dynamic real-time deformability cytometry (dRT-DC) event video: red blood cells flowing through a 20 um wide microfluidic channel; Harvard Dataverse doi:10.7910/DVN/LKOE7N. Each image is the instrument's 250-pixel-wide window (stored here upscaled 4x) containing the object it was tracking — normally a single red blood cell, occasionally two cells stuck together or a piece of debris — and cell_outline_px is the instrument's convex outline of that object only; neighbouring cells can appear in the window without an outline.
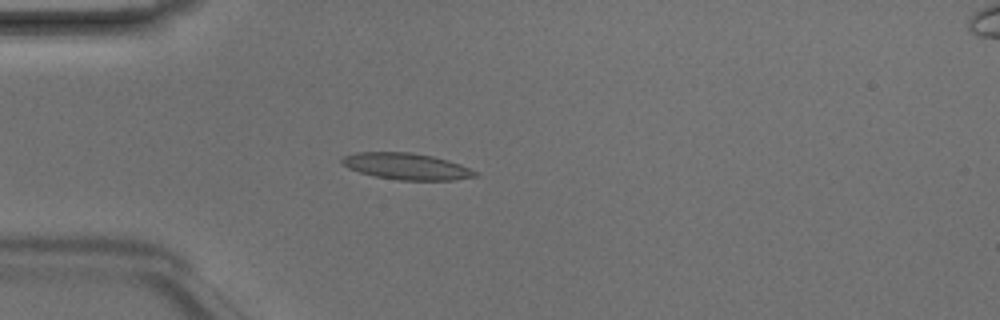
{"species": "Egyptian fruit bat (a non-hibernating species)", "species_latin": "Rousettus aegyptiacus", "temperature_condition": "room temperature", "stored_images_in_passage": 48, "camera_frame_rate_fps": 3000, "um_per_image_px": 0.085, "animal": {"sex": "male"}, "frame": {"image": 1, "passage_image": 13, "time_ms": 4.0, "image_size_px": [1000, 320], "cell_outline_px": [[480, 176], [452, 180], [396, 180], [376, 176], [360, 172], [348, 168], [340, 164], [340, 160], [344, 156], [356, 152], [408, 152], [432, 156], [448, 160], [460, 164], [480, 172]], "centroid_in_image_um": [34.57, 14.14], "position_along_channel_um": 50.4, "area_um2": 20.69}}
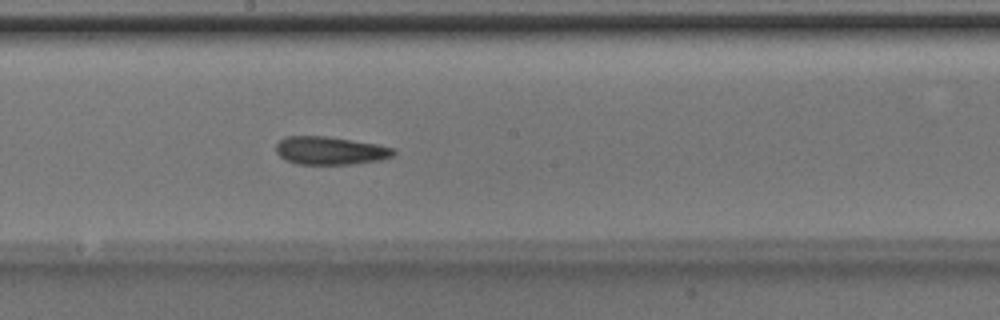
{"frame": {"image": 2, "passage_image": 26, "time_ms": 8.333, "image_size_px": [1000, 320], "cell_outline_px": [[396, 152], [392, 156], [380, 160], [352, 164], [296, 164], [284, 160], [276, 152], [276, 144], [284, 136], [324, 136], [376, 144], [396, 148]], "centroid_in_image_um": [28.04, 12.81], "position_along_channel_um": 220.2, "area_um2": 19.25}}
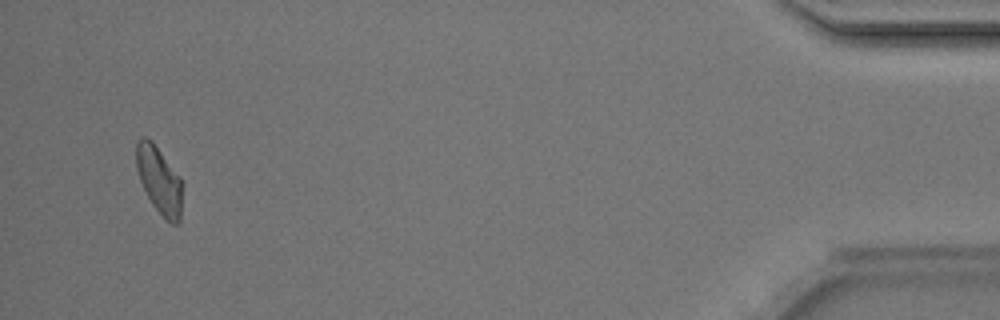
{"frame": {"image": 3, "passage_image": 46, "time_ms": 15.0, "image_size_px": [1000, 320], "cell_outline_px": [[180, 224], [172, 224], [152, 204], [140, 180], [136, 168], [136, 140], [140, 136], [144, 136], [152, 140], [180, 176]], "centroid_in_image_um": [13.49, 15.24], "position_along_channel_um": 421.7, "area_um2": 17.69}, "authors_computed_cell_mechanics": {"area_um2": 19.0451, "velocity_mm_per_s": 4.1957, "shape_relaxation_time_tau1_ms": 5.4702, "shape_relaxation_time_tau2_ms": 4.1879, "deformation_change_tau1": 0.1476, "deformation_change_tau2": 0.1091}}